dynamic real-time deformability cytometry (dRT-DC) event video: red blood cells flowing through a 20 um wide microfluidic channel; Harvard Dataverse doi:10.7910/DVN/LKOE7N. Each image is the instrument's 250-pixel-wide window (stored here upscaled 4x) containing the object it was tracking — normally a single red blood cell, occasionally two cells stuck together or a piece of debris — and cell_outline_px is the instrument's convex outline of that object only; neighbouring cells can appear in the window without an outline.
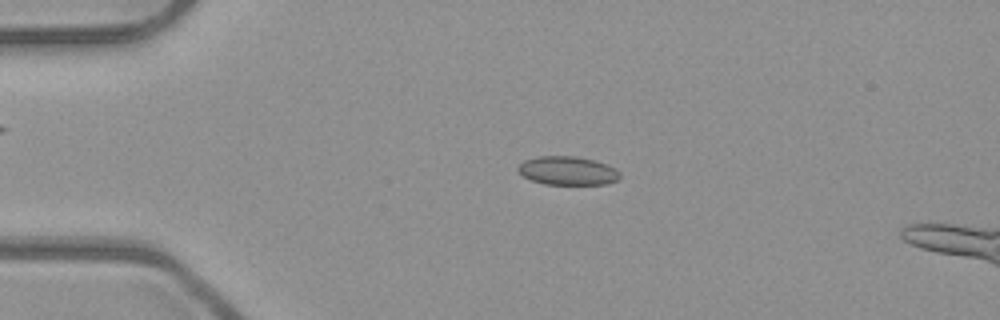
{"species": "common noctule bat (a hibernating species)", "species_latin": "Nyctalus noctula", "temperature_condition": "room temperature", "stored_images_in_passage": 53, "segment_of_instrument_passage": [1, 2], "camera_frame_rate_fps": 3000, "um_per_image_px": 0.085, "animal": {"sex": "male", "body_mass_g": 23.1, "forearm_length_mm": 52.7}, "frame": {"image": 1, "passage_image": 12, "time_ms": 3.667, "image_size_px": [1000, 320], "cell_outline_px": [[620, 176], [616, 180], [608, 184], [544, 184], [532, 180], [524, 176], [516, 168], [524, 160], [536, 156], [576, 156], [596, 160], [616, 168], [620, 172]], "centroid_in_image_um": [48.26, 14.5], "position_along_channel_um": 36.7, "area_um2": 17.05}}
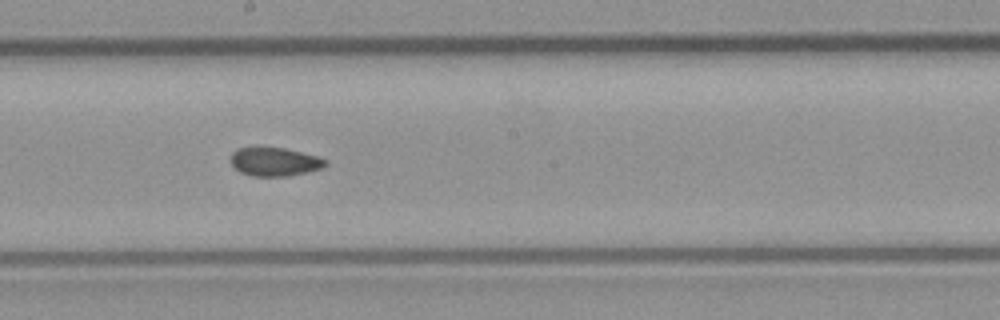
{"frame": {"image": 2, "passage_image": 29, "time_ms": 9.333, "image_size_px": [1000, 320], "cell_outline_px": [[328, 164], [324, 168], [308, 172], [288, 176], [252, 176], [240, 172], [228, 160], [232, 152], [236, 148], [256, 144], [260, 144], [284, 148], [320, 156], [328, 160]], "centroid_in_image_um": [23.32, 13.69], "position_along_channel_um": 224.9, "area_um2": 16.76}}
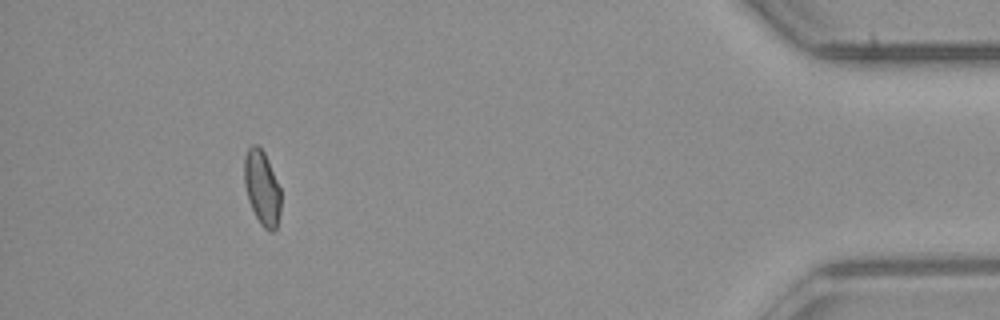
{"frame": {"image": 3, "passage_image": 48, "time_ms": 15.667, "image_size_px": [1000, 320], "cell_outline_px": [[280, 212], [276, 228], [272, 232], [268, 232], [260, 224], [248, 200], [244, 184], [244, 156], [248, 148], [252, 144], [256, 144], [264, 152], [280, 188]], "centroid_in_image_um": [22.25, 15.97], "position_along_channel_um": 412.9, "area_um2": 15.84}}